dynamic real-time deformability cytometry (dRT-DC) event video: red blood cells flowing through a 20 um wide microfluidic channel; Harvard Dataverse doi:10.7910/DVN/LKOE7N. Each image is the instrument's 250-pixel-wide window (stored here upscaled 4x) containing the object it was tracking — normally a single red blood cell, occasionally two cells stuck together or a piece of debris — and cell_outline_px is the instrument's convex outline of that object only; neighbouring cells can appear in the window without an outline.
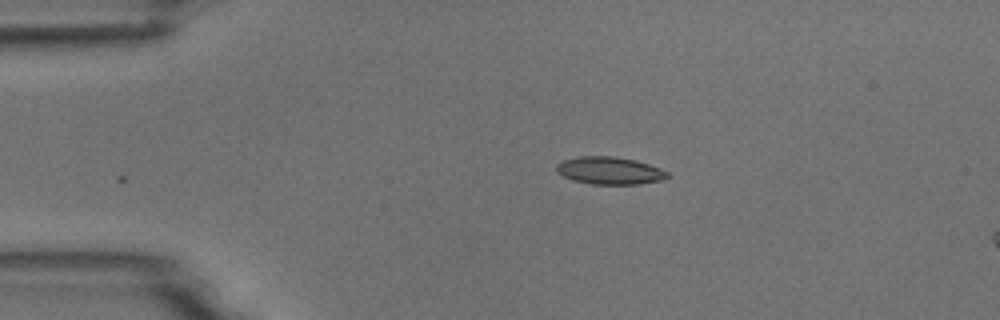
{"species": "common noctule bat (a hibernating species)", "species_latin": "Nyctalus noctula", "temperature_condition": "room temperature", "stored_images_in_passage": 2, "camera_frame_rate_fps": 3000, "um_per_image_px": 0.085, "animal": {"sex": "male", "body_mass_g": 18.8}, "frame": {"image": 1, "passage_image": 2, "time_ms": 1.0, "image_size_px": [1000, 320], "cell_outline_px": [[668, 176], [664, 180], [640, 184], [592, 184], [572, 180], [556, 172], [556, 164], [564, 160], [580, 156], [612, 156], [636, 160], [660, 168], [668, 172]], "centroid_in_image_um": [51.82, 14.5], "position_along_channel_um": 33.2, "area_um2": 17.8}}